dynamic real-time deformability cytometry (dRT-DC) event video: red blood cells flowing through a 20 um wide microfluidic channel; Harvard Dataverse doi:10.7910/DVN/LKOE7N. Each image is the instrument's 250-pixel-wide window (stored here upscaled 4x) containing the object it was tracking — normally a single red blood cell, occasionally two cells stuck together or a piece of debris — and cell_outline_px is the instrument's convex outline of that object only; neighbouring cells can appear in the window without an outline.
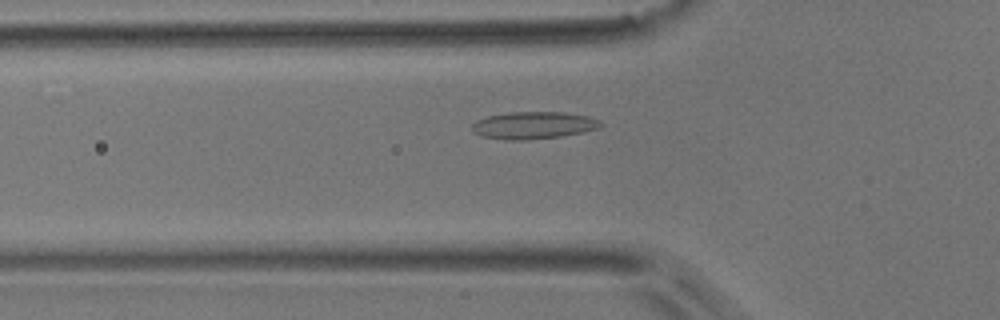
{"species": "common noctule bat (a hibernating species)", "species_latin": "Nyctalus noctula", "temperature_condition": "room temperature", "stored_images_in_passage": 39, "camera_frame_rate_fps": 3000, "um_per_image_px": 0.085, "animal": {"sex": "male", "body_mass_g": 17.9}, "frame": {"image": 1, "passage_image": 6, "time_ms": 1.667, "image_size_px": [1000, 320], "cell_outline_px": [[604, 124], [600, 128], [584, 132], [560, 136], [528, 140], [504, 140], [480, 136], [472, 132], [472, 124], [476, 120], [488, 116], [508, 112], [564, 112], [588, 116], [600, 120]], "centroid_in_image_um": [45.34, 10.65], "position_along_channel_um": 80.5, "area_um2": 20.69}}
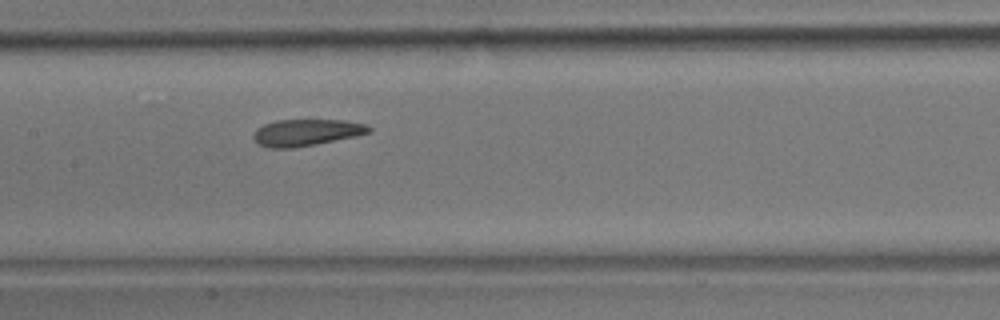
{"frame": {"image": 2, "passage_image": 14, "time_ms": 4.333, "image_size_px": [1000, 320], "cell_outline_px": [[372, 128], [368, 132], [356, 136], [316, 144], [292, 148], [268, 148], [256, 144], [252, 136], [256, 128], [264, 124], [276, 120], [344, 120], [364, 124]], "centroid_in_image_um": [25.97, 11.27], "position_along_channel_um": 181.4, "area_um2": 17.98}}
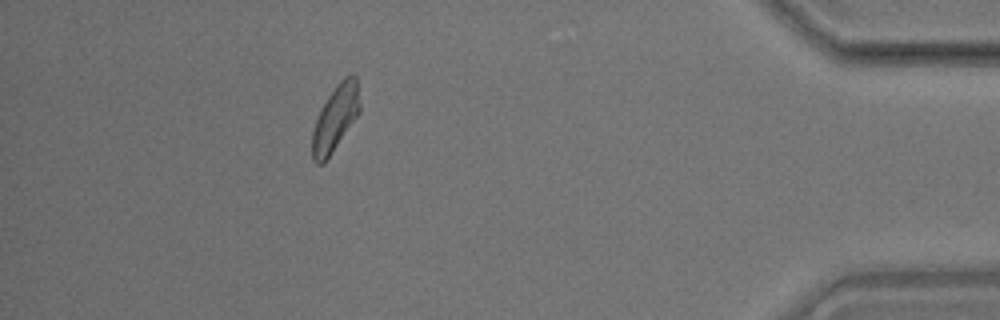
{"frame": {"image": 3, "passage_image": 36, "time_ms": 11.667, "image_size_px": [1000, 320], "cell_outline_px": [[360, 112], [324, 164], [316, 164], [312, 160], [312, 132], [316, 116], [320, 108], [336, 84], [344, 76], [352, 72], [356, 76], [360, 104]], "centroid_in_image_um": [28.49, 10.03], "position_along_channel_um": 406.7, "area_um2": 18.5}, "authors_computed_cell_mechanics": {"area_um2": 18.4382, "velocity_mm_per_s": 3.7569, "shape_relaxation_time_tau1_ms": 10.5342, "shape_relaxation_time_tau2_ms": 2.7193, "deformation_change_tau1": 0.1746, "deformation_change_tau2": 0.0873}}